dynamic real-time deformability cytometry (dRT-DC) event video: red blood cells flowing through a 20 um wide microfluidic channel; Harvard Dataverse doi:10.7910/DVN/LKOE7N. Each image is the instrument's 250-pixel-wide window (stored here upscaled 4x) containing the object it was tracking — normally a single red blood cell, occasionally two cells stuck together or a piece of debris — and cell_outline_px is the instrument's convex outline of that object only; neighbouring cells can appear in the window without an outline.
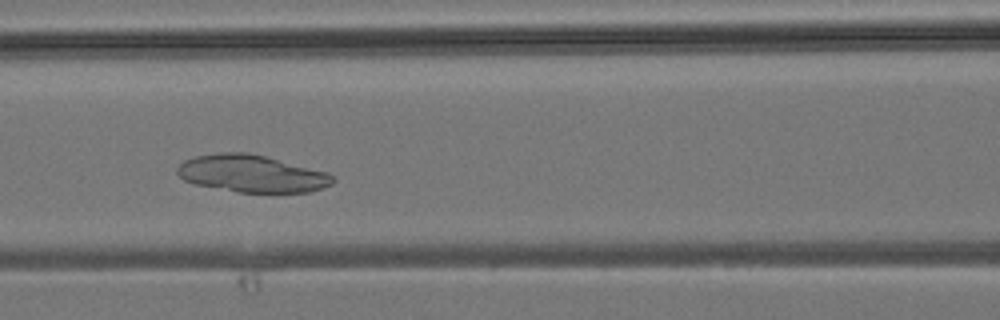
{"species": "common noctule bat (a hibernating species)", "species_latin": "Nyctalus noctula", "temperature_condition": "room temperature", "stored_images_in_passage": 29, "camera_frame_rate_fps": 3000, "um_per_image_px": 0.085, "animal": {"sex": "male", "body_mass_g": 19.2, "forearm_length_mm": 51.8}, "frame": {"image": 1, "passage_image": 12, "time_ms": 3.667, "image_size_px": [1000, 320], "cell_outline_px": [[336, 180], [332, 184], [308, 192], [236, 192], [196, 184], [184, 180], [176, 172], [176, 168], [184, 160], [196, 156], [224, 152], [248, 152], [328, 172]], "centroid_in_image_um": [21.39, 14.76], "position_along_channel_um": 145.2, "area_um2": 33.52}}
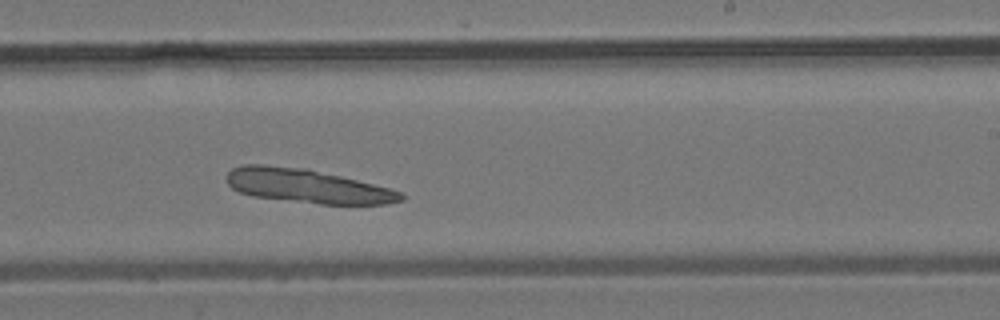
{"frame": {"image": 2, "passage_image": 20, "time_ms": 6.333, "image_size_px": [1000, 320], "cell_outline_px": [[404, 200], [384, 204], [320, 204], [252, 196], [240, 192], [232, 188], [228, 184], [228, 172], [232, 168], [244, 164], [264, 164], [304, 168], [340, 176], [388, 188], [400, 192], [404, 196]], "centroid_in_image_um": [26.08, 15.81], "position_along_channel_um": 262.9, "area_um2": 34.04}}
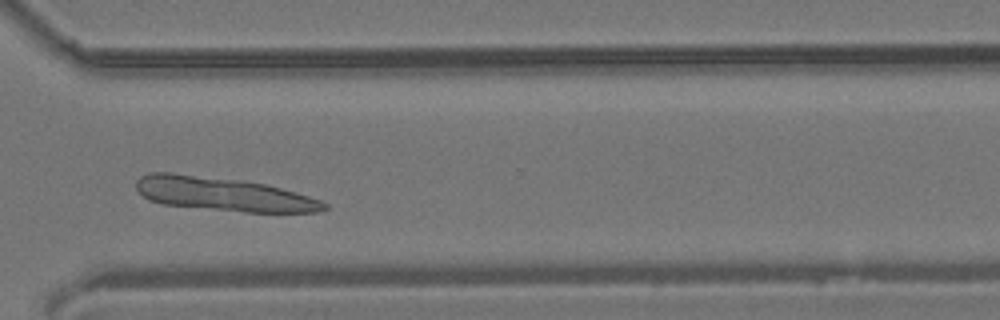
{"frame": {"image": 3, "passage_image": 26, "time_ms": 8.333, "image_size_px": [1000, 320], "cell_outline_px": [[328, 208], [320, 212], [244, 212], [164, 204], [152, 200], [144, 196], [136, 188], [136, 180], [140, 176], [148, 172], [172, 172], [244, 180], [264, 184], [280, 188], [308, 196], [320, 200], [328, 204]], "centroid_in_image_um": [18.98, 16.48], "position_along_channel_um": 351.6, "area_um2": 36.76}}